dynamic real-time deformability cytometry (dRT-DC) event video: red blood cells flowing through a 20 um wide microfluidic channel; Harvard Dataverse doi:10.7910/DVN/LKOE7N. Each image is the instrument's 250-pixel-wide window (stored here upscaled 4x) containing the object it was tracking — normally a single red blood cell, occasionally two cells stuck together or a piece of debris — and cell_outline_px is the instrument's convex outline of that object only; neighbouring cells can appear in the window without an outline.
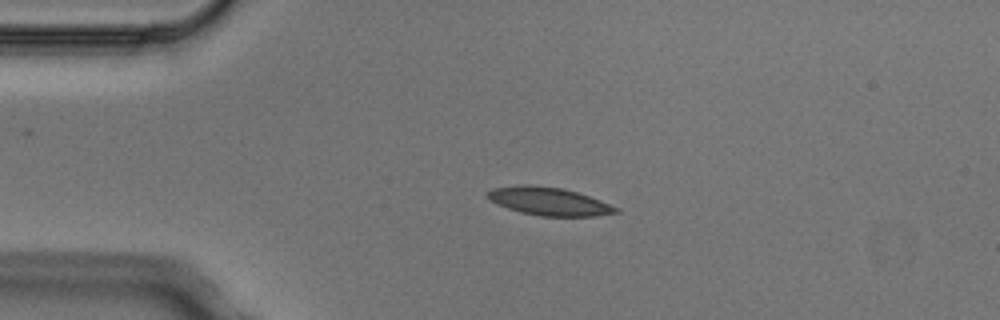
{"species": "Egyptian fruit bat (a non-hibernating species)", "species_latin": "Rousettus aegyptiacus", "temperature_condition": "cold", "stored_images_in_passage": 6, "camera_frame_rate_fps": 3000, "um_per_image_px": 0.085, "animal": {"sex": "male"}, "frame": {"image": 1, "passage_image": 4, "time_ms": 1.0, "image_size_px": [1000, 320], "cell_outline_px": [[620, 212], [596, 216], [540, 216], [520, 212], [496, 204], [488, 196], [488, 192], [492, 188], [520, 184], [532, 184], [564, 188], [600, 200], [620, 208]], "centroid_in_image_um": [46.68, 17.11], "position_along_channel_um": 38.3, "area_um2": 21.04}}
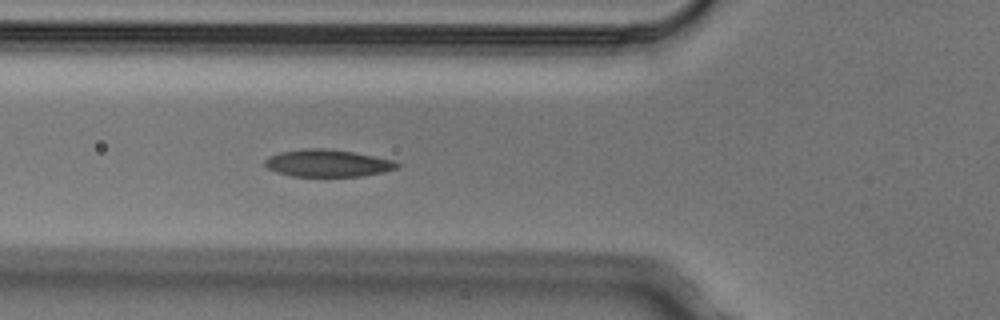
{"frame": {"image": 2, "passage_image": 6, "time_ms": 1.667, "image_size_px": [1000, 320], "cell_outline_px": [[400, 164], [396, 168], [384, 172], [360, 176], [292, 176], [276, 172], [268, 168], [264, 164], [264, 160], [268, 156], [280, 152], [304, 148], [324, 148], [352, 152], [392, 160]], "centroid_in_image_um": [27.79, 13.87], "position_along_channel_um": 98.0, "area_um2": 20.81}}